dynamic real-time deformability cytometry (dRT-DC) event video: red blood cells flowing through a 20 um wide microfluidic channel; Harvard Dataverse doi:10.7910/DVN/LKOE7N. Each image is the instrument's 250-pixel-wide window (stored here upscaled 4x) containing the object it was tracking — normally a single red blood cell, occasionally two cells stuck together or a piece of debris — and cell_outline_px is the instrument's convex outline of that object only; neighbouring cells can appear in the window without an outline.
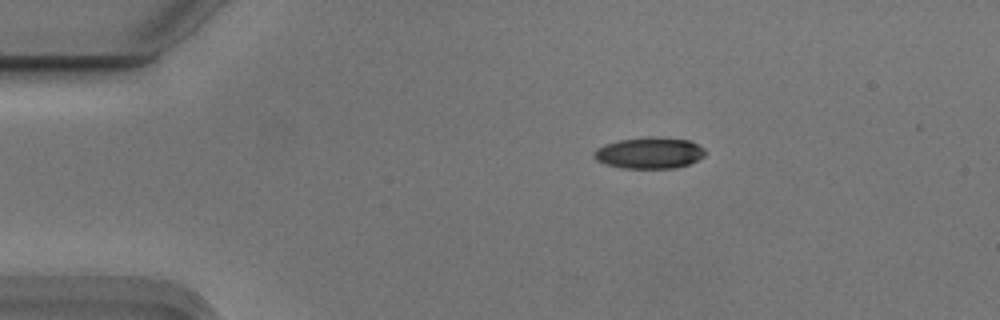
{"species": "Egyptian fruit bat (a non-hibernating species)", "species_latin": "Rousettus aegyptiacus", "temperature_condition": "cold", "stored_images_in_passage": 46, "camera_frame_rate_fps": 3000, "um_per_image_px": 0.085, "animal": {"sex": "male"}, "frame": {"image": 1, "passage_image": 1, "time_ms": 0.0, "image_size_px": [1000, 320], "cell_outline_px": [[708, 152], [704, 156], [688, 164], [676, 168], [620, 168], [604, 164], [596, 160], [592, 156], [592, 152], [596, 148], [604, 144], [620, 140], [688, 140], [704, 148]], "centroid_in_image_um": [55.14, 13.06], "position_along_channel_um": 29.9, "area_um2": 19.48}}
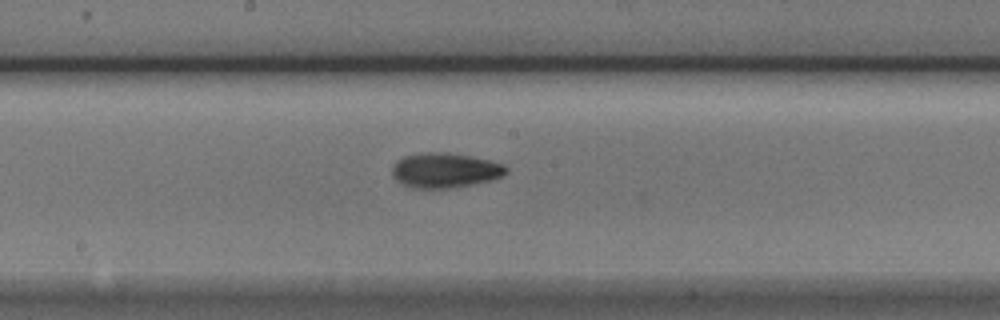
{"frame": {"image": 2, "passage_image": 20, "time_ms": 6.333, "image_size_px": [1000, 320], "cell_outline_px": [[508, 172], [504, 176], [492, 180], [472, 184], [448, 188], [412, 188], [396, 180], [392, 176], [392, 168], [396, 160], [404, 156], [424, 152], [432, 152], [468, 156], [488, 160], [504, 164], [508, 168]], "centroid_in_image_um": [37.82, 14.49], "position_along_channel_um": 210.4, "area_um2": 23.0}}
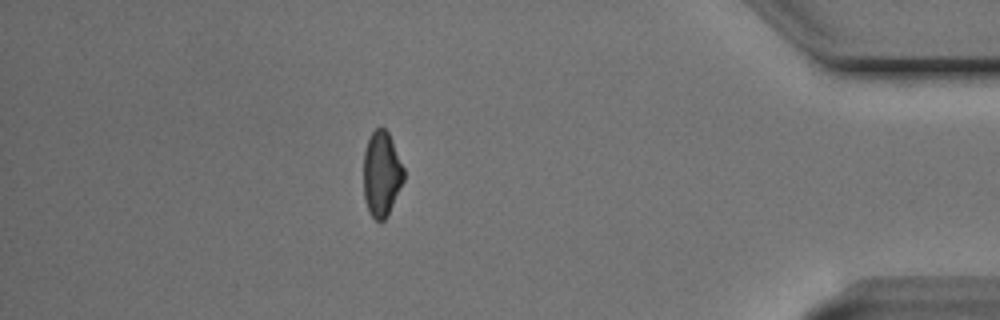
{"frame": {"image": 3, "passage_image": 39, "time_ms": 12.667, "image_size_px": [1000, 320], "cell_outline_px": [[404, 180], [388, 216], [384, 220], [376, 220], [368, 212], [364, 196], [364, 152], [368, 140], [372, 132], [376, 128], [384, 128], [388, 132], [404, 168]], "centroid_in_image_um": [32.44, 14.81], "position_along_channel_um": 402.8, "area_um2": 19.88}, "authors_computed_cell_mechanics": {"area_um2": 20.9525, "velocity_mm_per_s": 3.7321, "shape_relaxation_time_tau1_ms": 3.8508, "shape_relaxation_time_tau2_ms": 7.4985, "deformation_change_tau1": 0.1283, "deformation_change_tau2": 0.1354}}